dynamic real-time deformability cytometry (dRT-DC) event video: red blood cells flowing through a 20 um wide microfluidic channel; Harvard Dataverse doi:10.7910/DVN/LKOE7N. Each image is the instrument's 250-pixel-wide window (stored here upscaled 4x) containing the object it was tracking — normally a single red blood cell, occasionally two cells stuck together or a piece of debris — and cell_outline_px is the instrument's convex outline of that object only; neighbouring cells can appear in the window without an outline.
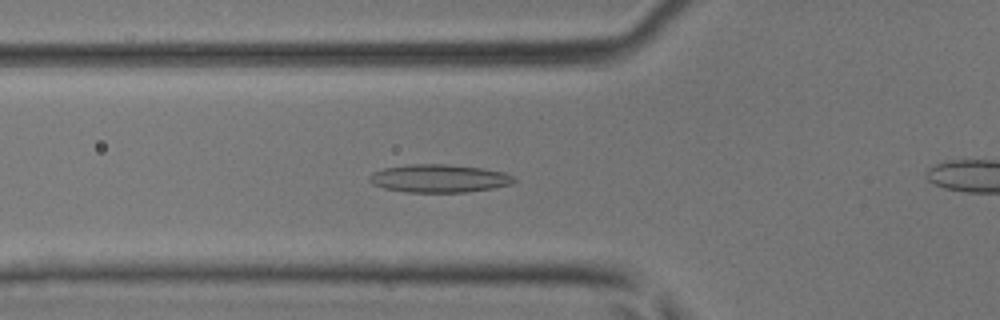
{"species": "common noctule bat (a hibernating species)", "species_latin": "Nyctalus noctula", "temperature_condition": "room temperature", "stored_images_in_passage": 39, "camera_frame_rate_fps": 3000, "um_per_image_px": 0.085, "animal": {"sex": "male", "body_mass_g": 17.9, "forearm_length_mm": 54.2}, "frame": {"image": 1, "passage_image": 17, "time_ms": 5.333, "image_size_px": [1000, 320], "cell_outline_px": [[516, 180], [512, 184], [492, 188], [464, 192], [408, 192], [384, 188], [372, 184], [368, 180], [368, 176], [372, 172], [384, 168], [408, 164], [448, 164], [484, 168], [504, 172], [512, 176]], "centroid_in_image_um": [37.3, 15.15], "position_along_channel_um": 88.5, "area_um2": 23.7}}
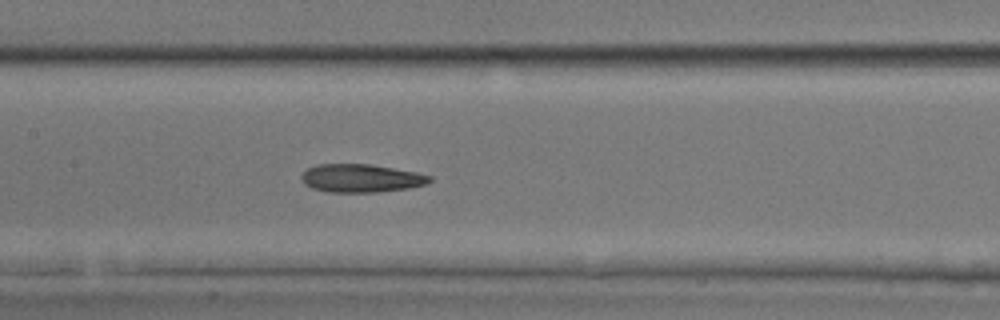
{"frame": {"image": 2, "passage_image": 23, "time_ms": 7.333, "image_size_px": [1000, 320], "cell_outline_px": [[432, 180], [424, 184], [408, 188], [376, 192], [324, 192], [312, 188], [304, 184], [300, 176], [308, 168], [316, 164], [368, 164], [416, 172], [432, 176]], "centroid_in_image_um": [30.65, 15.15], "position_along_channel_um": 176.8, "area_um2": 20.98}}
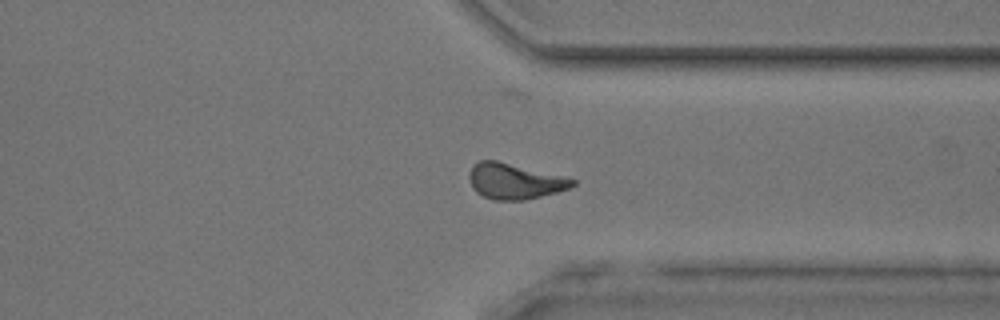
{"frame": {"image": 3, "passage_image": 36, "time_ms": 11.667, "image_size_px": [1000, 320], "cell_outline_px": [[576, 184], [568, 188], [556, 192], [524, 200], [492, 200], [476, 192], [472, 188], [468, 176], [472, 164], [480, 160], [496, 160], [576, 180]], "centroid_in_image_um": [43.67, 15.4], "position_along_channel_um": 367.7, "area_um2": 21.15}}